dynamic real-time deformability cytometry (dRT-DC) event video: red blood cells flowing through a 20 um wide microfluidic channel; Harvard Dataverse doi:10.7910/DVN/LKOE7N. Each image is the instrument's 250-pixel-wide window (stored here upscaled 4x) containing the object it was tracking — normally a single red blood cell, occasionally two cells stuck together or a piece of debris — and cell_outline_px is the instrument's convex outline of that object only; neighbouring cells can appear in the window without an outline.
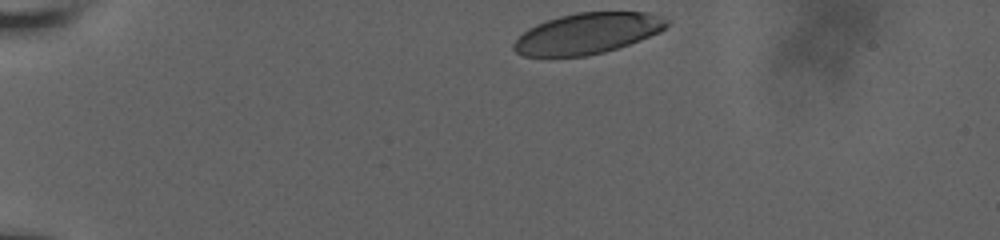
{"species": "human", "species_latin": "Homo sapiens", "temperature_condition": "room temperature", "stored_images_in_passage": 13, "camera_frame_rate_fps": 3000, "um_per_image_px": 0.085, "donor": {"sex": "male"}, "frame": {"image": 1, "passage_image": 1, "time_ms": 0.0, "image_size_px": [1000, 240], "cell_outline_px": [[668, 24], [660, 32], [640, 40], [604, 52], [584, 56], [524, 56], [516, 52], [512, 48], [512, 44], [528, 28], [536, 24], [560, 16], [576, 12], [648, 12], [660, 16], [668, 20]], "centroid_in_image_um": [49.93, 2.84], "position_along_channel_um": 35.1, "area_um2": 36.18}}